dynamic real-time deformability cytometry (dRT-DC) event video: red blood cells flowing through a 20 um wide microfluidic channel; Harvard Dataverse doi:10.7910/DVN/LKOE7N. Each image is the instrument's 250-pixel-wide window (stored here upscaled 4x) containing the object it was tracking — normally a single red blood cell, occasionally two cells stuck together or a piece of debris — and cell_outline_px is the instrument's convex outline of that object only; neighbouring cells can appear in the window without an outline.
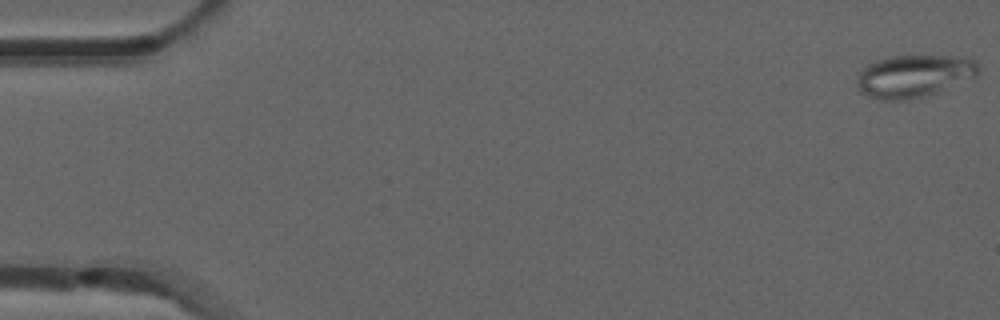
{"species": "common noctule bat (a hibernating species)", "species_latin": "Nyctalus noctula", "temperature_condition": "room temperature", "stored_images_in_passage": 53, "camera_frame_rate_fps": 3000, "um_per_image_px": 0.085, "animal": {"sex": "male", "forearm_length_mm": 52.5}, "frame": {"image": 1, "passage_image": 1, "time_ms": 0.0, "image_size_px": [1000, 320], "cell_outline_px": [[980, 76], [936, 92], [924, 96], [908, 100], [880, 100], [868, 96], [860, 92], [856, 84], [856, 80], [860, 72], [868, 64], [876, 60], [888, 56], [956, 56], [972, 60], [980, 68]], "centroid_in_image_um": [77.68, 6.47], "position_along_channel_um": 7.3, "area_um2": 30.23}}
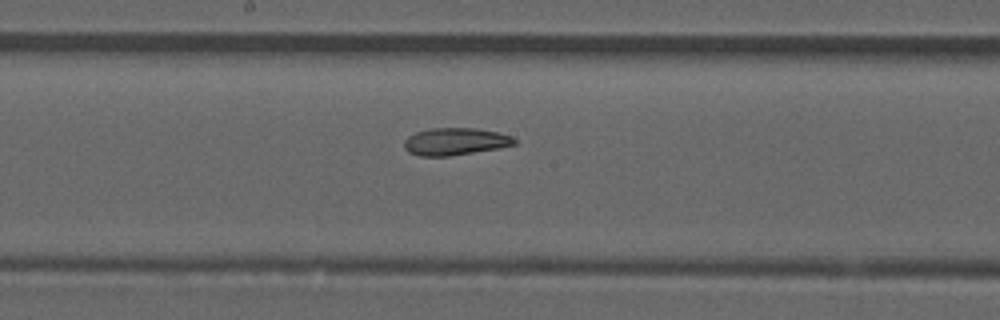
{"frame": {"image": 2, "passage_image": 28, "time_ms": 9.0, "image_size_px": [1000, 320], "cell_outline_px": [[516, 144], [500, 148], [448, 156], [420, 156], [408, 152], [404, 148], [404, 140], [408, 136], [416, 132], [432, 128], [476, 128], [496, 132], [512, 136], [516, 140]], "centroid_in_image_um": [38.68, 12.03], "position_along_channel_um": 209.5, "area_um2": 17.51}}
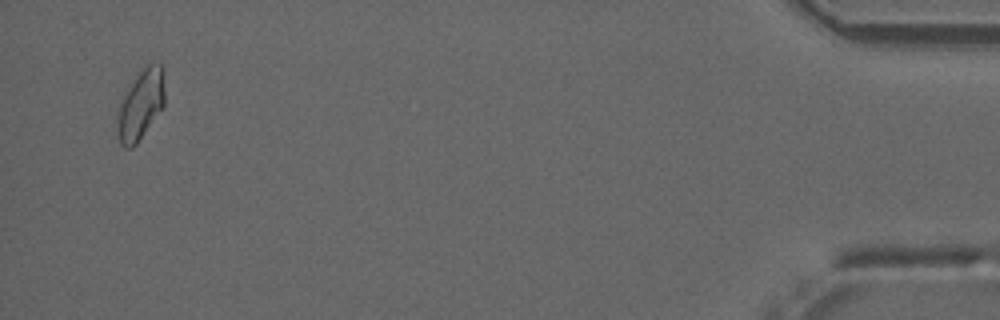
{"frame": {"image": 3, "passage_image": 51, "time_ms": 16.667, "image_size_px": [1000, 320], "cell_outline_px": [[164, 104], [136, 144], [132, 148], [124, 148], [120, 144], [116, 128], [120, 104], [124, 92], [140, 68], [144, 64], [160, 64], [164, 92]], "centroid_in_image_um": [11.91, 8.9], "position_along_channel_um": 423.3, "area_um2": 19.02}, "authors_computed_cell_mechanics": {"area_um2": 18.3804, "velocity_mm_per_s": 3.8928, "shape_relaxation_time_tau1_ms": null, "shape_relaxation_time_tau2_ms": 4.1733, "deformation_change_tau1": null, "deformation_change_tau2": 0.1106}}